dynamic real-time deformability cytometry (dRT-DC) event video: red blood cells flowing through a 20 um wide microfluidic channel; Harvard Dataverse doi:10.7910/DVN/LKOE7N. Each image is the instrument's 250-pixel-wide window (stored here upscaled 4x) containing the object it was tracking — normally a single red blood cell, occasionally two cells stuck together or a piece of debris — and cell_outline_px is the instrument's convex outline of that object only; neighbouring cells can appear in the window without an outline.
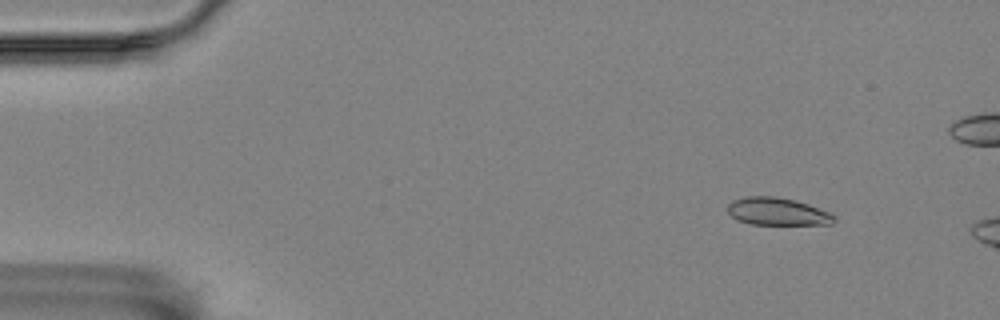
{"species": "Egyptian fruit bat (a non-hibernating species)", "species_latin": "Rousettus aegyptiacus", "temperature_condition": "room temperature", "stored_images_in_passage": 48, "camera_frame_rate_fps": 3000, "um_per_image_px": 0.085, "animal": {"sex": "female"}, "frame": {"image": 1, "passage_image": 6, "time_ms": 1.667, "image_size_px": [1000, 320], "cell_outline_px": [[836, 220], [832, 224], [752, 224], [736, 220], [728, 212], [728, 204], [732, 200], [744, 196], [776, 196], [796, 200], [832, 212], [836, 216]], "centroid_in_image_um": [66.1, 17.97], "position_along_channel_um": 18.9, "area_um2": 17.34}}
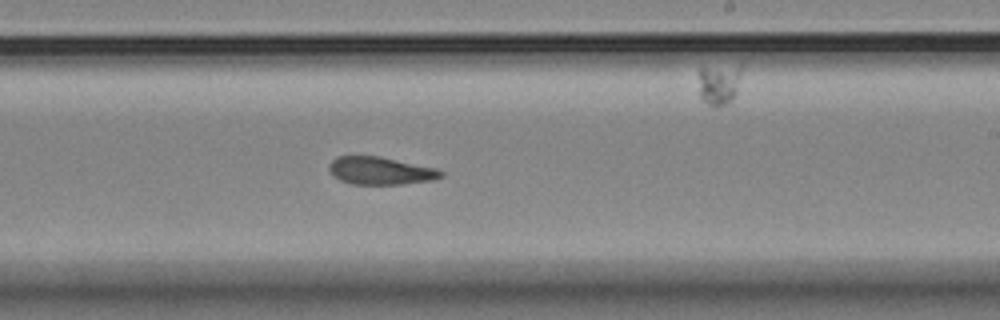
{"frame": {"image": 2, "passage_image": 34, "time_ms": 11.0, "image_size_px": [1000, 320], "cell_outline_px": [[444, 176], [432, 180], [400, 184], [352, 184], [340, 180], [328, 168], [328, 164], [336, 156], [380, 156], [436, 168], [444, 172]], "centroid_in_image_um": [32.35, 14.5], "position_along_channel_um": 256.7, "area_um2": 17.98}}
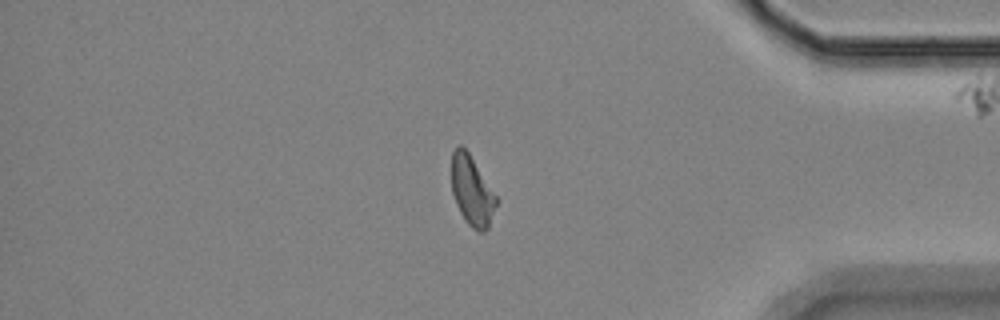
{"frame": {"image": 3, "passage_image": 48, "time_ms": 15.667, "image_size_px": [1000, 320], "cell_outline_px": [[500, 200], [488, 228], [484, 232], [476, 232], [464, 220], [456, 204], [452, 192], [452, 152], [460, 144], [468, 152]], "centroid_in_image_um": [40.15, 16.28], "position_along_channel_um": 395.1, "area_um2": 18.38}, "authors_computed_cell_mechanics": {"area_um2": 18.4093, "velocity_mm_per_s": 3.5165, "shape_relaxation_time_tau1_ms": null, "shape_relaxation_time_tau2_ms": 4.3486, "deformation_change_tau1": null, "deformation_change_tau2": 0.1107}}